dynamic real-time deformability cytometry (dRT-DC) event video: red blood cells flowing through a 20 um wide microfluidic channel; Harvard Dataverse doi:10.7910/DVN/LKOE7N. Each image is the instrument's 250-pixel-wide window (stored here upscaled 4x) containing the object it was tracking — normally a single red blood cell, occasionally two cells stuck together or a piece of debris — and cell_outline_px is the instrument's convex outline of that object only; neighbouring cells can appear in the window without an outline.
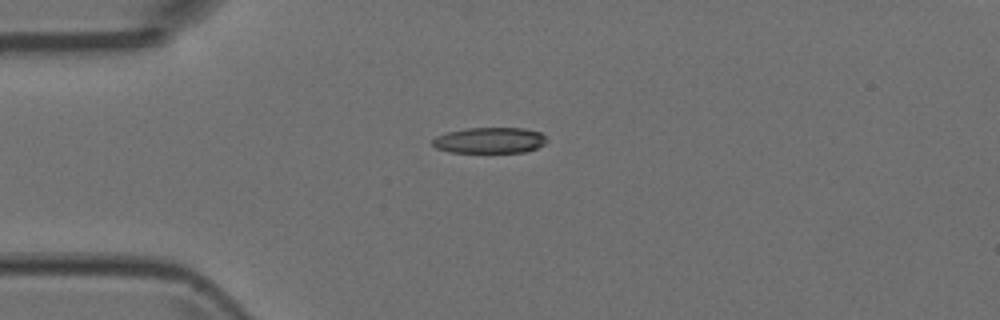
{"species": "Egyptian fruit bat (a non-hibernating species)", "species_latin": "Rousettus aegyptiacus", "temperature_condition": "room temperature", "stored_images_in_passage": 7, "camera_frame_rate_fps": 3000, "um_per_image_px": 0.085, "animal": {"sex": "female"}, "frame": {"image": 1, "passage_image": 4, "time_ms": 1.0, "image_size_px": [1000, 320], "cell_outline_px": [[548, 140], [544, 144], [536, 148], [524, 152], [448, 152], [436, 148], [432, 144], [432, 140], [436, 136], [448, 132], [468, 128], [524, 128], [540, 132]], "centroid_in_image_um": [41.62, 11.93], "position_along_channel_um": 43.4, "area_um2": 17.17}}
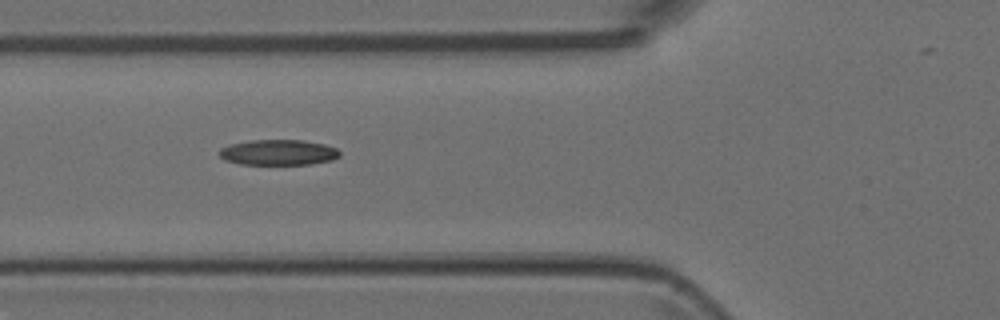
{"frame": {"image": 2, "passage_image": 6, "time_ms": 1.667, "image_size_px": [1000, 320], "cell_outline_px": [[340, 156], [332, 160], [312, 164], [240, 164], [224, 160], [220, 156], [220, 148], [228, 144], [252, 140], [304, 140], [324, 144], [336, 148], [340, 152]], "centroid_in_image_um": [23.66, 12.95], "position_along_channel_um": 102.1, "area_um2": 17.98}}
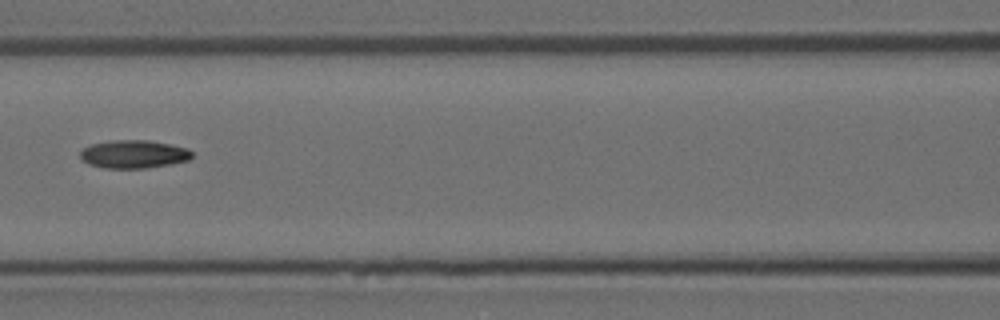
{"frame": {"image": 3, "passage_image": 7, "time_ms": 2.0, "image_size_px": [1000, 320], "cell_outline_px": [[192, 156], [188, 160], [148, 168], [104, 168], [88, 164], [80, 160], [80, 152], [84, 148], [92, 144], [112, 140], [148, 140], [188, 148], [192, 152]], "centroid_in_image_um": [11.33, 13.11], "position_along_channel_um": 155.3, "area_um2": 18.26}}